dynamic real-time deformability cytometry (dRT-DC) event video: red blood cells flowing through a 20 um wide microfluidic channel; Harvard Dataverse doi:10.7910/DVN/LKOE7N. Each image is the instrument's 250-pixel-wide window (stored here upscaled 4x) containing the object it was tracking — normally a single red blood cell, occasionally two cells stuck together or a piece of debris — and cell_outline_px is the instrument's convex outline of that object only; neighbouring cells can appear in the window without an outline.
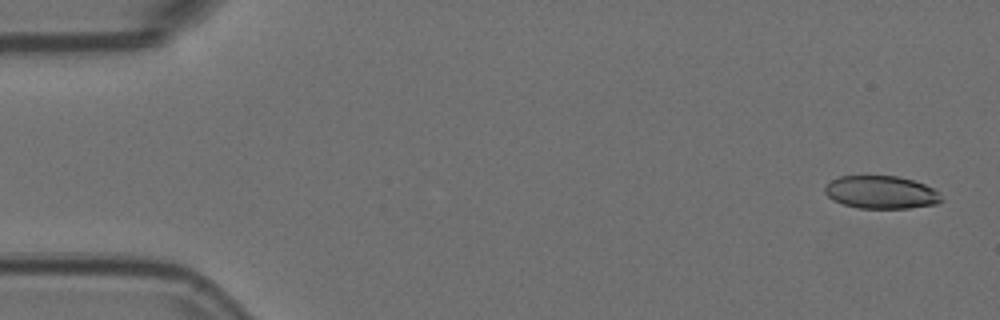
{"species": "Egyptian fruit bat (a non-hibernating species)", "species_latin": "Rousettus aegyptiacus", "temperature_condition": "room temperature", "stored_images_in_passage": 4, "camera_frame_rate_fps": 3000, "um_per_image_px": 0.085, "animal": {"sex": "female"}, "frame": {"image": 1, "passage_image": 1, "time_ms": 0.0, "image_size_px": [1000, 320], "cell_outline_px": [[944, 200], [936, 204], [908, 208], [860, 208], [844, 204], [832, 200], [824, 192], [824, 188], [832, 180], [840, 176], [896, 176], [912, 180], [924, 184], [940, 192]], "centroid_in_image_um": [74.92, 16.35], "position_along_channel_um": 10.1, "area_um2": 22.25}}